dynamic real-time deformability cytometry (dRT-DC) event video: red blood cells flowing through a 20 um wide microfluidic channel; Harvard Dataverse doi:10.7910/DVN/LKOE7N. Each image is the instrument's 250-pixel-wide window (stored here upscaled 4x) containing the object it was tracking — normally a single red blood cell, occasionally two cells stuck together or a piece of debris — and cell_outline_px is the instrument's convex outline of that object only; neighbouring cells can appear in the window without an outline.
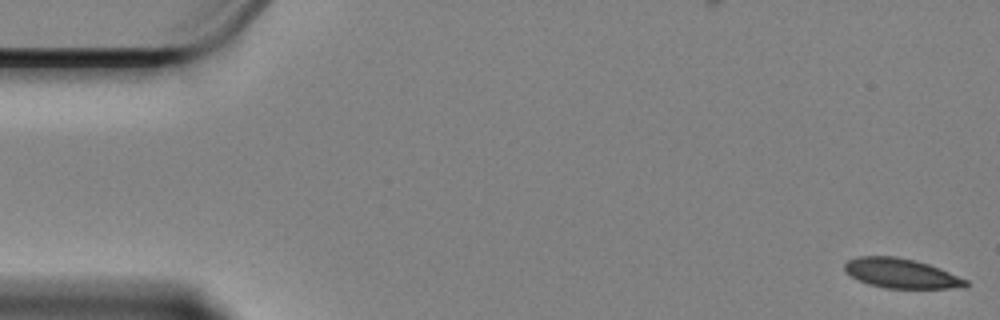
{"species": "Egyptian fruit bat (a non-hibernating species)", "species_latin": "Rousettus aegyptiacus", "temperature_condition": "cold", "stored_images_in_passage": 60, "camera_frame_rate_fps": 3000, "um_per_image_px": 0.085, "animal": {"sex": "female"}, "frame": {"image": 1, "passage_image": 1, "time_ms": 0.0, "image_size_px": [1000, 320], "cell_outline_px": [[968, 284], [964, 288], [884, 288], [868, 284], [844, 272], [844, 264], [848, 260], [856, 256], [896, 256], [916, 260], [940, 268], [968, 280]], "centroid_in_image_um": [76.59, 23.23], "position_along_channel_um": 8.4, "area_um2": 21.04}}
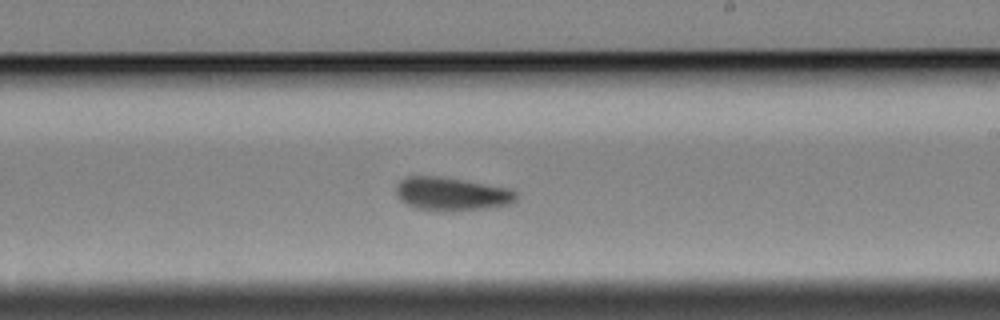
{"frame": {"image": 2, "passage_image": 34, "time_ms": 11.0, "image_size_px": [1000, 320], "cell_outline_px": [[516, 200], [508, 204], [484, 208], [452, 212], [444, 212], [416, 208], [404, 204], [396, 196], [396, 184], [400, 180], [408, 176], [440, 176], [512, 188], [516, 192]], "centroid_in_image_um": [38.35, 16.49], "position_along_channel_um": 250.7, "area_um2": 23.7}}
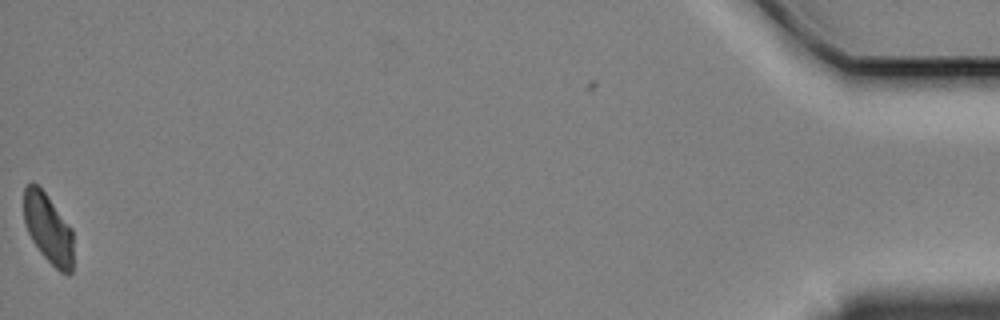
{"frame": {"image": 3, "passage_image": 59, "time_ms": 19.333, "image_size_px": [1000, 320], "cell_outline_px": [[72, 272], [68, 276], [60, 272], [40, 252], [32, 240], [24, 224], [24, 188], [32, 180], [44, 192], [72, 228]], "centroid_in_image_um": [4.09, 19.43], "position_along_channel_um": 431.1, "area_um2": 20.0}, "authors_computed_cell_mechanics": {"area_um2": 22.4553, "velocity_mm_per_s": 3.3468, "shape_relaxation_time_tau1_ms": 7.9527, "shape_relaxation_time_tau2_ms": null, "deformation_change_tau1": 0.1429, "deformation_change_tau2": null}}